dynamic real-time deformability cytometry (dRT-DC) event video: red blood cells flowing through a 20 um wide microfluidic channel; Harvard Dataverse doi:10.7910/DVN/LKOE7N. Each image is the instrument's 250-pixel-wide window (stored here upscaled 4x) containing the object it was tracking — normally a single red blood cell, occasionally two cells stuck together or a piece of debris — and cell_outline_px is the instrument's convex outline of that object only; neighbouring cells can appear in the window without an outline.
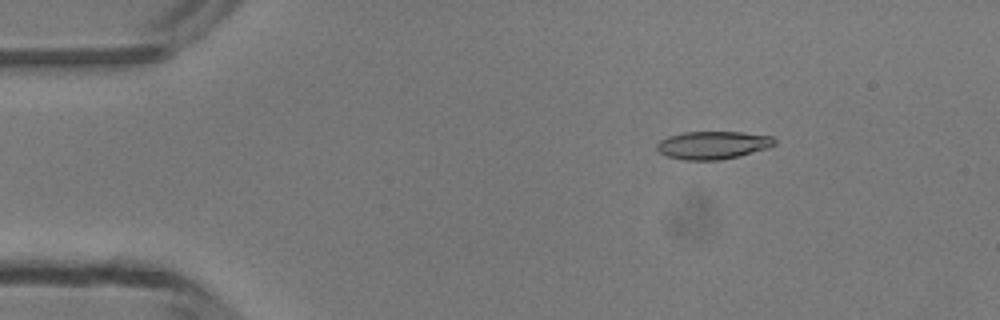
{"species": "common noctule bat (a hibernating species)", "species_latin": "Nyctalus noctula", "temperature_condition": "room temperature", "stored_images_in_passage": 49, "camera_frame_rate_fps": 3000, "um_per_image_px": 0.085, "animal": {"sex": "male", "body_mass_g": 13.3}, "frame": {"image": 1, "passage_image": 8, "time_ms": 2.333, "image_size_px": [1000, 320], "cell_outline_px": [[776, 144], [768, 148], [740, 156], [720, 160], [684, 160], [668, 156], [660, 152], [656, 148], [656, 144], [660, 140], [668, 136], [684, 132], [740, 132], [772, 136], [776, 140]], "centroid_in_image_um": [60.61, 12.33], "position_along_channel_um": 24.4, "area_um2": 19.19}}
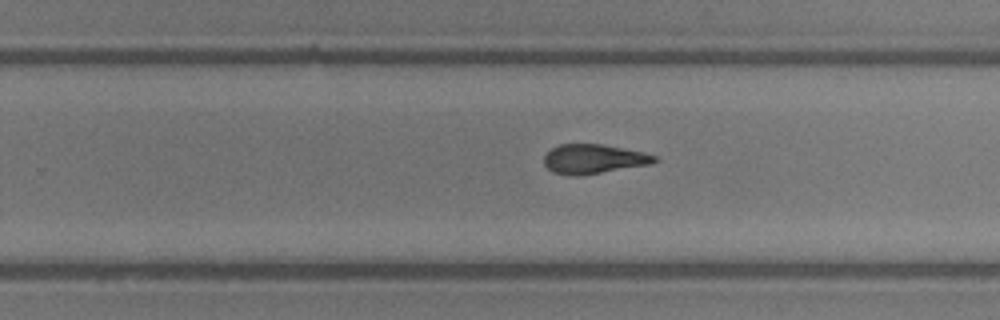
{"frame": {"image": 2, "passage_image": 31, "time_ms": 10.0, "image_size_px": [1000, 320], "cell_outline_px": [[660, 160], [652, 164], [580, 176], [568, 176], [552, 172], [544, 164], [544, 156], [552, 148], [560, 144], [600, 144], [644, 152], [656, 156]], "centroid_in_image_um": [50.47, 13.53], "position_along_channel_um": 279.3, "area_um2": 19.07}}
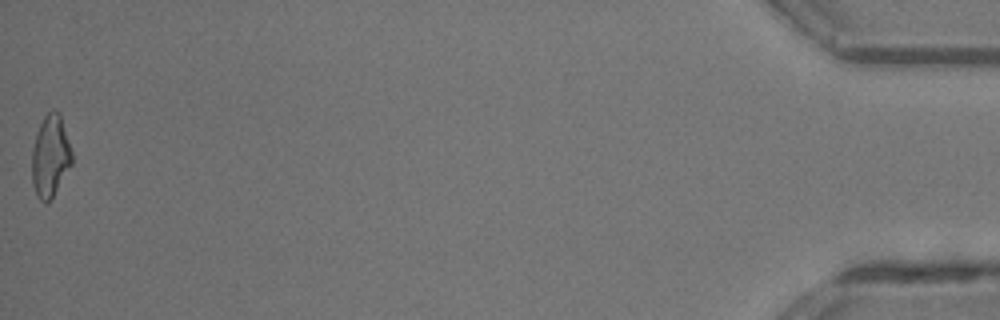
{"frame": {"image": 3, "passage_image": 49, "time_ms": 16.0, "image_size_px": [1000, 320], "cell_outline_px": [[72, 164], [52, 200], [48, 204], [44, 204], [36, 196], [32, 184], [32, 148], [36, 132], [44, 116], [52, 108], [60, 112], [72, 152]], "centroid_in_image_um": [4.28, 13.31], "position_along_channel_um": 430.9, "area_um2": 19.59}, "authors_computed_cell_mechanics": {"area_um2": 19.1896, "velocity_mm_per_s": 4.2629, "shape_relaxation_time_tau1_ms": 4.2174, "shape_relaxation_time_tau2_ms": 2.6457, "deformation_change_tau1": 0.1766, "deformation_change_tau2": 0.1094}}